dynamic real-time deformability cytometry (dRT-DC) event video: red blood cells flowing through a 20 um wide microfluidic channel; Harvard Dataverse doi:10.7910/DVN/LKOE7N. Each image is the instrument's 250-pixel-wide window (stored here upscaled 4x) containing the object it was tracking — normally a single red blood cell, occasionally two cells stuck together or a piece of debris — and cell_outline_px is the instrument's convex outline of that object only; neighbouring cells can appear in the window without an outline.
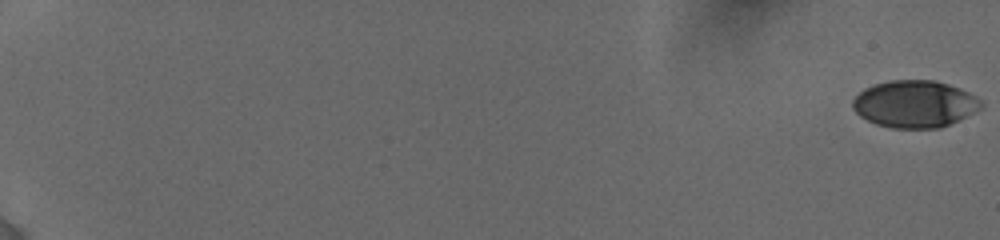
{"species": "human", "species_latin": "Homo sapiens", "temperature_condition": "cold", "stored_images_in_passage": 24, "camera_frame_rate_fps": 3000, "um_per_image_px": 0.085, "donor": {"sex": "female"}, "frame": {"image": 1, "passage_image": 1, "time_ms": 0.0, "image_size_px": [1000, 240], "cell_outline_px": [[984, 104], [976, 112], [940, 128], [892, 128], [876, 124], [860, 116], [852, 108], [852, 100], [864, 88], [872, 84], [888, 80], [936, 80], [960, 88], [976, 96]], "centroid_in_image_um": [77.74, 8.83], "position_along_channel_um": 7.3, "area_um2": 35.43}}
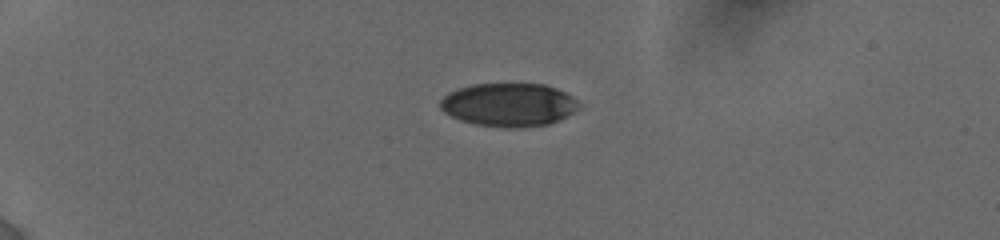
{"frame": {"image": 2, "passage_image": 14, "time_ms": 5.333, "image_size_px": [1000, 240], "cell_outline_px": [[580, 108], [560, 120], [548, 124], [524, 128], [504, 128], [476, 124], [460, 120], [444, 112], [440, 108], [440, 100], [448, 92], [456, 88], [472, 84], [544, 84], [556, 88], [572, 96], [580, 104]], "centroid_in_image_um": [43.25, 8.91], "position_along_channel_um": 41.8, "area_um2": 35.32}}